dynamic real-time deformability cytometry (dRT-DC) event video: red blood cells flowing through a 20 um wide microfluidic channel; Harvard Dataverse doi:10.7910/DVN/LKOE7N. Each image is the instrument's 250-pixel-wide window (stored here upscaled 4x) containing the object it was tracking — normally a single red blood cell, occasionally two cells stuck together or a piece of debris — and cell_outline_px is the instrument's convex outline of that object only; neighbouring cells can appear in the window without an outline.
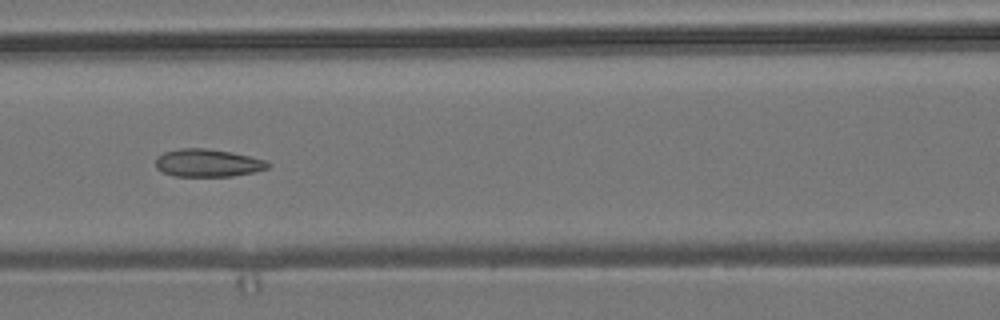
{"species": "common noctule bat (a hibernating species)", "species_latin": "Nyctalus noctula", "temperature_condition": "room temperature", "stored_images_in_passage": 8, "camera_frame_rate_fps": 3000, "um_per_image_px": 0.085, "animal": {"sex": "male", "body_mass_g": 19.2, "forearm_length_mm": 51.8}, "frame": {"image": 1, "passage_image": 6, "time_ms": 5.667, "image_size_px": [1000, 320], "cell_outline_px": [[272, 164], [268, 168], [256, 172], [232, 176], [176, 176], [164, 172], [156, 168], [156, 156], [164, 152], [180, 148], [204, 148], [232, 152], [264, 160]], "centroid_in_image_um": [17.66, 13.85], "position_along_channel_um": 148.9, "area_um2": 18.15}}
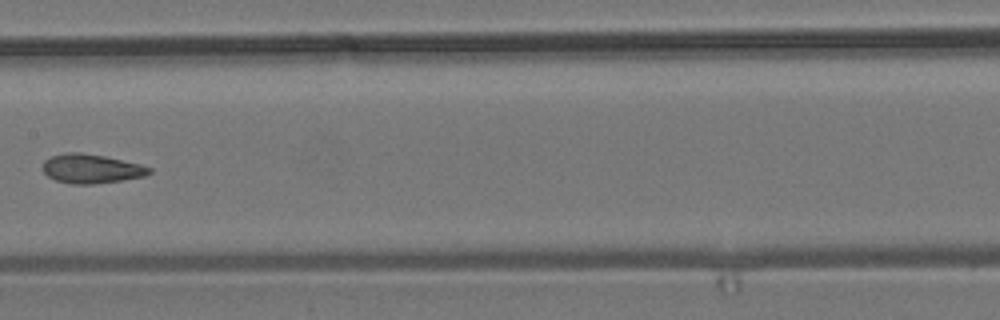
{"frame": {"image": 2, "passage_image": 7, "time_ms": 7.0, "image_size_px": [1000, 320], "cell_outline_px": [[152, 172], [144, 176], [120, 180], [92, 184], [72, 184], [56, 180], [48, 176], [44, 172], [44, 160], [52, 156], [64, 152], [80, 152], [104, 156], [140, 164], [152, 168]], "centroid_in_image_um": [7.76, 14.33], "position_along_channel_um": 199.6, "area_um2": 17.92}}
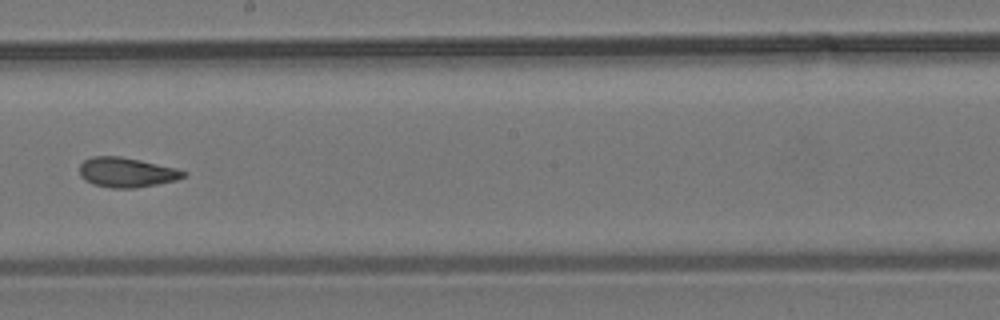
{"frame": {"image": 3, "passage_image": 8, "time_ms": 8.0, "image_size_px": [1000, 320], "cell_outline_px": [[188, 172], [184, 176], [176, 180], [136, 188], [112, 188], [92, 184], [84, 180], [80, 176], [80, 164], [84, 160], [92, 156], [120, 156], [140, 160], [176, 168]], "centroid_in_image_um": [10.73, 14.65], "position_along_channel_um": 237.5, "area_um2": 18.03}}